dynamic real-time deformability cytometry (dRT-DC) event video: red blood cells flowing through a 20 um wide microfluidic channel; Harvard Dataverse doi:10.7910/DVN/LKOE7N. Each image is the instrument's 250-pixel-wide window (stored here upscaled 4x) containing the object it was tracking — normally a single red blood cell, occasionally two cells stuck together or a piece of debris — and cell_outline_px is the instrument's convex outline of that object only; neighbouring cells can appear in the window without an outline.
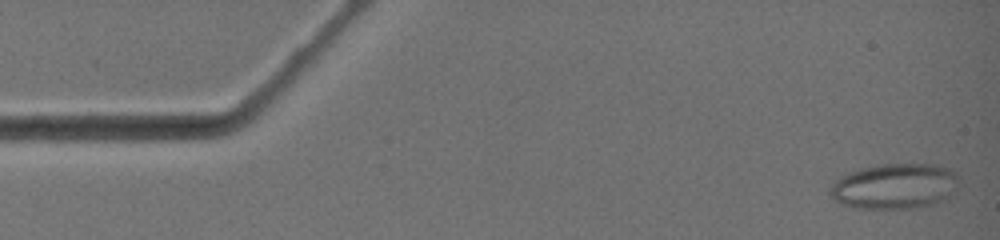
{"species": "common noctule bat (a hibernating species)", "species_latin": "Nyctalus noctula", "temperature_condition": "warm", "stored_images_in_passage": 2, "camera_frame_rate_fps": 3000, "um_per_image_px": 0.085, "animal": {"sex": "female", "body_mass_g": 19.0, "forearm_length_mm": 51.5}, "frame": {"image": 1, "passage_image": 1, "time_ms": 0.0, "image_size_px": [1000, 240], "cell_outline_px": [[960, 176], [956, 192], [948, 200], [916, 208], [860, 208], [840, 204], [828, 192], [832, 184], [840, 176], [848, 172], [880, 164], [936, 164], [948, 168], [956, 172]], "centroid_in_image_um": [76.12, 15.83], "position_along_channel_um": 8.9, "area_um2": 34.56}}